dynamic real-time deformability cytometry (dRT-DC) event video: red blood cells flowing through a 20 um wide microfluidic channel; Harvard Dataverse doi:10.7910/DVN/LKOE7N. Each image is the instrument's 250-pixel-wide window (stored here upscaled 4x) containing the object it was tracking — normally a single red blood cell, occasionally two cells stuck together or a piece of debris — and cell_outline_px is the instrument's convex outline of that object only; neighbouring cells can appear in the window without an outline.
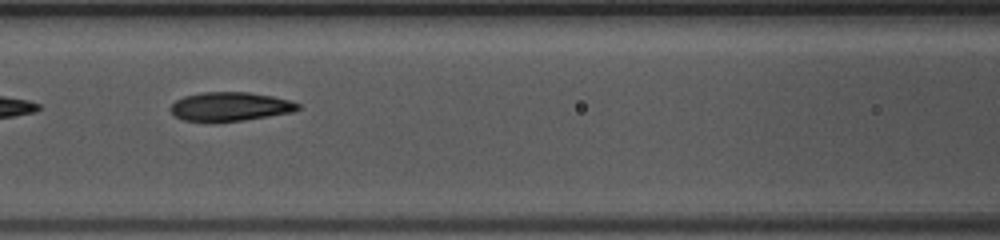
{"species": "common noctule bat (a hibernating species)", "species_latin": "Nyctalus noctula", "temperature_condition": "warm", "stored_images_in_passage": 27, "camera_frame_rate_fps": 3000, "um_per_image_px": 0.085, "animal": {"sex": "female", "body_mass_g": 10.0, "forearm_length_mm": 53.1}, "frame": {"image": 1, "passage_image": 12, "time_ms": 3.667, "image_size_px": [1000, 240], "cell_outline_px": [[300, 108], [292, 112], [244, 120], [184, 120], [176, 116], [168, 108], [176, 100], [184, 96], [200, 92], [248, 92], [272, 96], [288, 100], [300, 104]], "centroid_in_image_um": [19.56, 9.03], "position_along_channel_um": 147.0, "area_um2": 20.98}}